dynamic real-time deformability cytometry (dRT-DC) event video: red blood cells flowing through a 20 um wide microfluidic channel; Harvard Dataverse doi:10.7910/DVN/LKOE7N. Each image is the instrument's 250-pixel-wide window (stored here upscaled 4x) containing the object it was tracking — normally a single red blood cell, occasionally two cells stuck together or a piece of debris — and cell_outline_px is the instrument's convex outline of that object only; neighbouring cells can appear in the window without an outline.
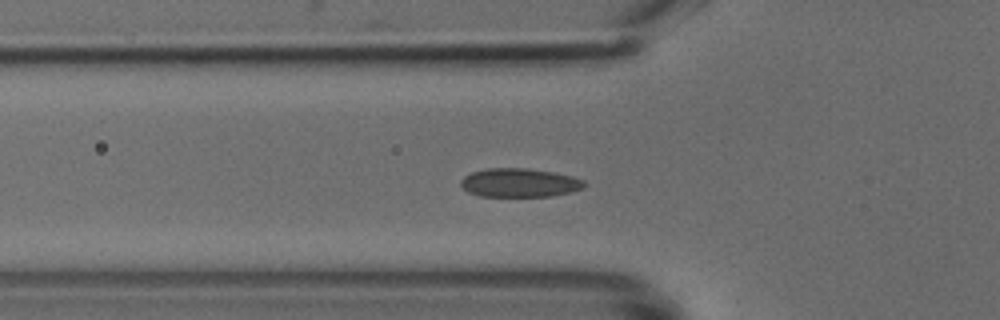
{"species": "common noctule bat (a hibernating species)", "species_latin": "Nyctalus noctula", "temperature_condition": "cold", "stored_images_in_passage": 37, "camera_frame_rate_fps": 3000, "um_per_image_px": 0.085, "animal": {"sex": "male", "body_mass_g": 18.8}, "frame": {"image": 1, "passage_image": 11, "time_ms": 3.333, "image_size_px": [1000, 320], "cell_outline_px": [[588, 184], [572, 192], [552, 196], [480, 196], [468, 192], [460, 184], [460, 180], [464, 176], [472, 172], [488, 168], [528, 168], [552, 172], [572, 176], [584, 180]], "centroid_in_image_um": [44.16, 15.53], "position_along_channel_um": 81.6, "area_um2": 20.69}}
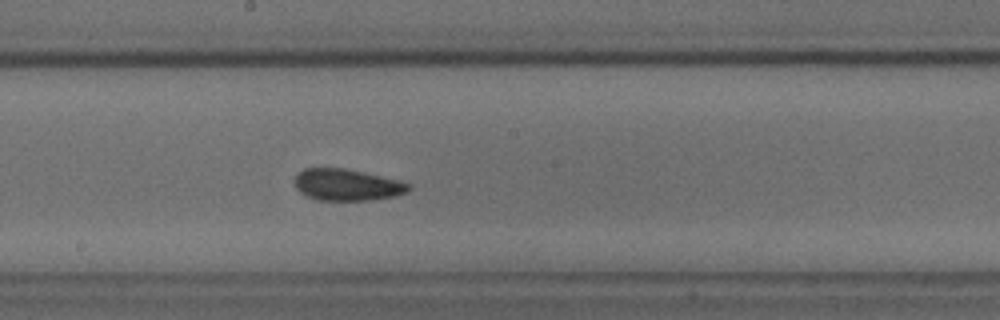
{"frame": {"image": 2, "passage_image": 21, "time_ms": 6.667, "image_size_px": [1000, 320], "cell_outline_px": [[412, 188], [408, 192], [396, 196], [368, 200], [316, 200], [300, 192], [296, 188], [296, 176], [304, 168], [344, 168], [364, 172], [400, 180], [412, 184]], "centroid_in_image_um": [29.56, 15.71], "position_along_channel_um": 218.6, "area_um2": 21.04}}
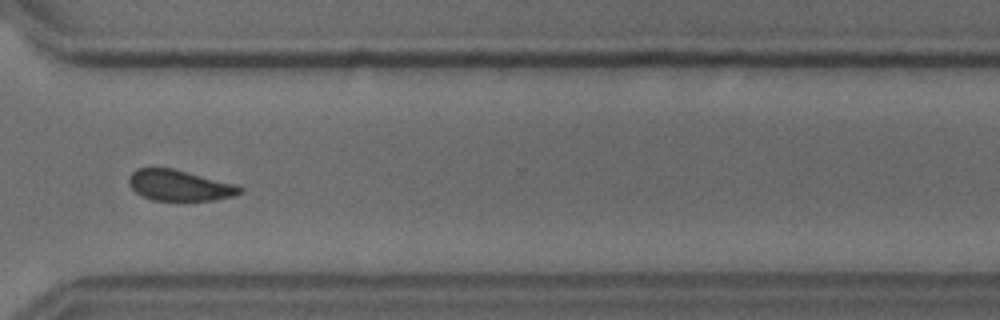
{"frame": {"image": 3, "passage_image": 31, "time_ms": 10.0, "image_size_px": [1000, 320], "cell_outline_px": [[244, 192], [232, 196], [216, 200], [152, 200], [136, 192], [128, 184], [128, 180], [132, 172], [136, 168], [172, 168], [236, 184], [244, 188]], "centroid_in_image_um": [15.28, 15.76], "position_along_channel_um": 355.3, "area_um2": 19.88}}